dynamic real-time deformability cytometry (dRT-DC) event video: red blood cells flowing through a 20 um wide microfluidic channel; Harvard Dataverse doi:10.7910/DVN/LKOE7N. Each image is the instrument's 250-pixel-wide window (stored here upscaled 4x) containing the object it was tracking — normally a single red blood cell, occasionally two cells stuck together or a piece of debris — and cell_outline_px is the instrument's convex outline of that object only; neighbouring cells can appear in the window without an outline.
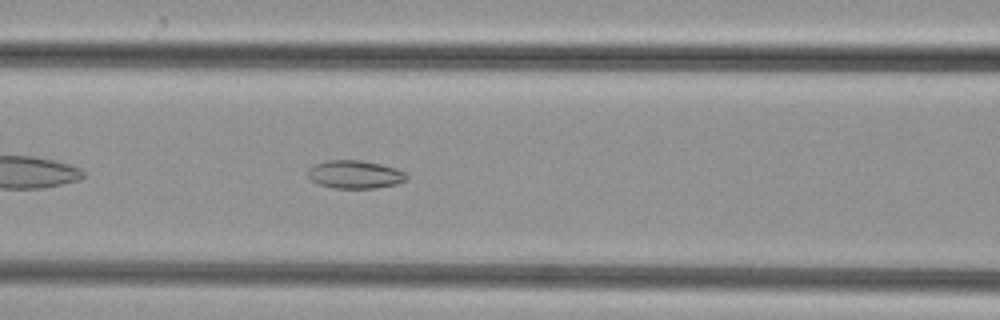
{"species": "common noctule bat (a hibernating species)", "species_latin": "Nyctalus noctula", "temperature_condition": "cold", "stored_images_in_passage": 36, "camera_frame_rate_fps": 3000, "um_per_image_px": 0.085, "animal": {"sex": "female", "body_mass_g": 29.2, "forearm_length_mm": 56.3}, "frame": {"image": 1, "passage_image": 8, "time_ms": 2.333, "image_size_px": [1000, 320], "cell_outline_px": [[408, 180], [396, 184], [376, 188], [332, 188], [320, 184], [312, 180], [308, 176], [308, 168], [316, 164], [328, 160], [360, 160], [380, 164], [396, 168], [404, 172], [408, 176]], "centroid_in_image_um": [30.19, 14.83], "position_along_channel_um": 136.4, "area_um2": 16.13}}
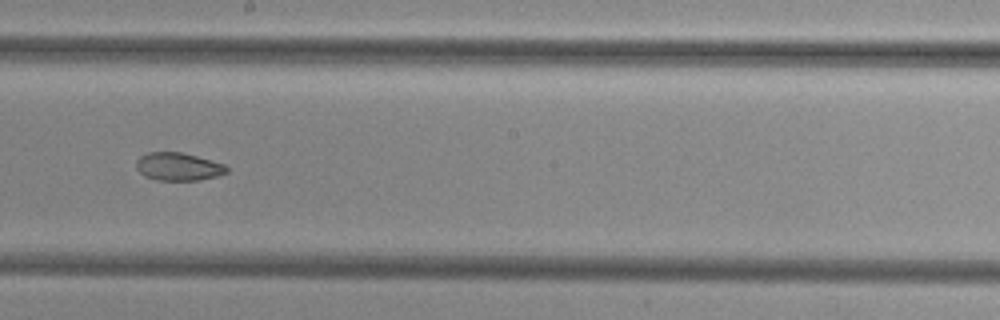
{"frame": {"image": 2, "passage_image": 15, "time_ms": 4.667, "image_size_px": [1000, 320], "cell_outline_px": [[228, 172], [216, 176], [200, 180], [156, 180], [144, 176], [136, 168], [136, 160], [140, 156], [148, 152], [180, 152], [196, 156], [224, 164], [228, 168]], "centroid_in_image_um": [15.13, 14.16], "position_along_channel_um": 233.1, "area_um2": 14.68}}
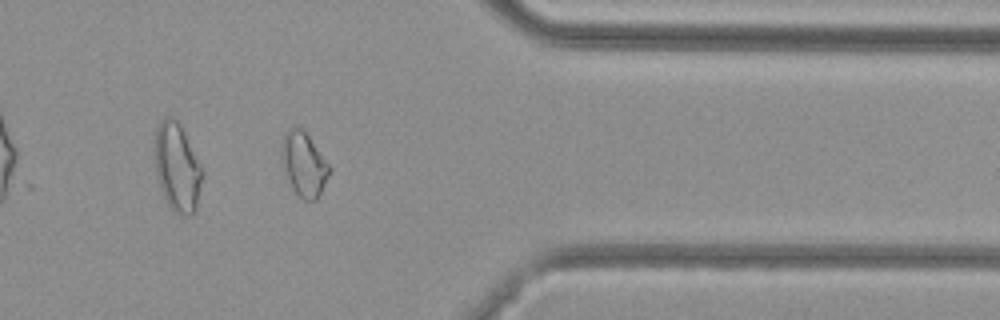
{"frame": {"image": 3, "passage_image": 27, "time_ms": 8.667, "image_size_px": [1000, 320], "cell_outline_px": [[332, 172], [316, 200], [304, 200], [292, 188], [280, 164], [280, 144], [288, 128], [300, 128], [308, 136], [332, 168]], "centroid_in_image_um": [25.81, 13.97], "position_along_channel_um": 385.6, "area_um2": 17.98}}